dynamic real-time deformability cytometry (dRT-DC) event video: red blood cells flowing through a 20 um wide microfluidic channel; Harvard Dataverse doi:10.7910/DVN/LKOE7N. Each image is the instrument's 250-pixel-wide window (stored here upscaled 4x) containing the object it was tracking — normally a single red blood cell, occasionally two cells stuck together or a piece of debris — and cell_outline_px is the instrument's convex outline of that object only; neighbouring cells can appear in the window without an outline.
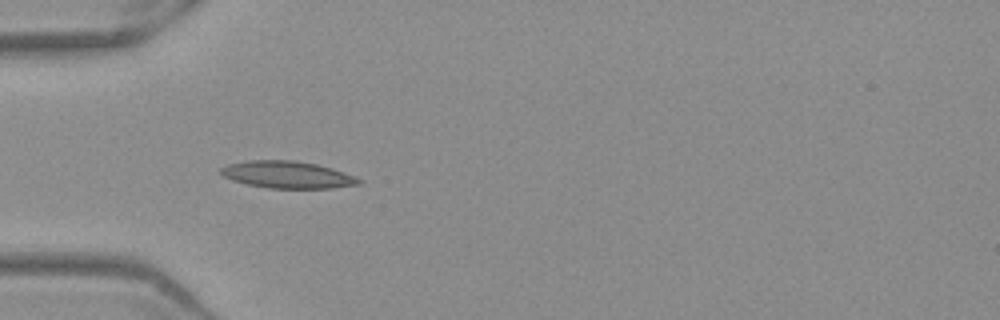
{"species": "Egyptian fruit bat (a non-hibernating species)", "species_latin": "Rousettus aegyptiacus", "temperature_condition": "warm", "stored_images_in_passage": 30, "camera_frame_rate_fps": 3000, "um_per_image_px": 0.085, "frame": {"image": 1, "passage_image": 1, "time_ms": 0.0, "image_size_px": [1000, 320], "cell_outline_px": [[364, 180], [360, 184], [332, 188], [268, 188], [248, 184], [232, 180], [224, 176], [220, 172], [220, 168], [228, 164], [248, 160], [296, 160], [316, 164], [332, 168], [344, 172]], "centroid_in_image_um": [24.45, 14.84], "position_along_channel_um": 60.6, "area_um2": 21.79}}
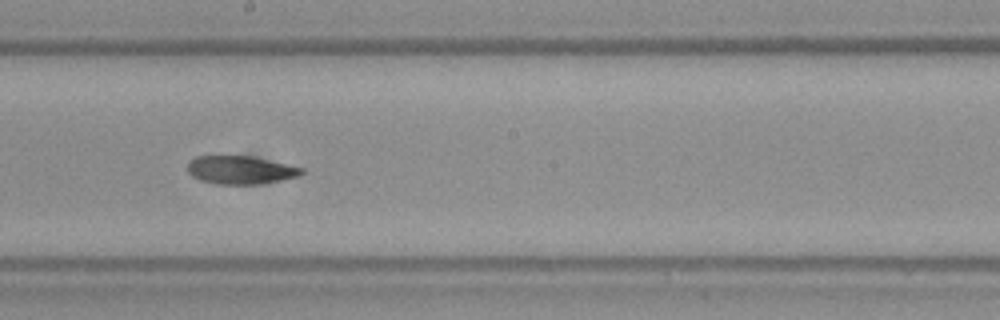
{"frame": {"image": 2, "passage_image": 14, "time_ms": 4.333, "image_size_px": [1000, 320], "cell_outline_px": [[304, 172], [300, 176], [260, 184], [216, 184], [200, 180], [192, 176], [188, 172], [188, 160], [196, 156], [252, 156], [304, 168]], "centroid_in_image_um": [20.43, 14.45], "position_along_channel_um": 227.8, "area_um2": 18.79}}
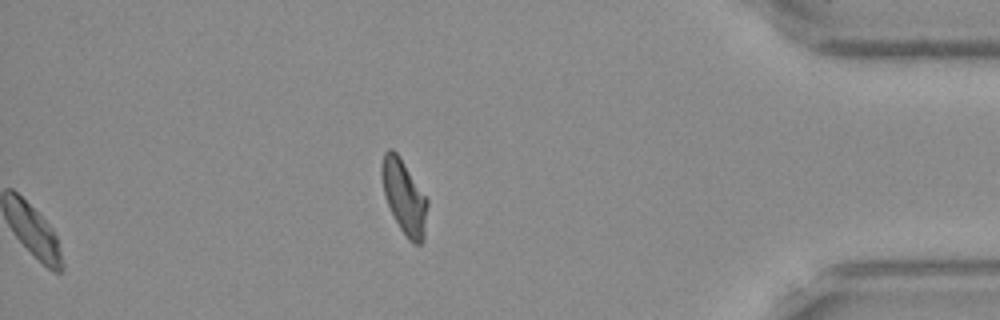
{"frame": {"image": 3, "passage_image": 30, "time_ms": 9.667, "image_size_px": [1000, 320], "cell_outline_px": [[428, 204], [424, 240], [420, 244], [412, 244], [408, 240], [400, 228], [384, 196], [380, 172], [380, 168], [384, 152], [388, 148], [392, 148], [400, 156], [428, 200]], "centroid_in_image_um": [34.35, 16.73], "position_along_channel_um": 400.9, "area_um2": 19.83}, "authors_computed_cell_mechanics": {"area_um2": 19.1318, "velocity_mm_per_s": 3.933, "shape_relaxation_time_tau1_ms": 9.3119, "shape_relaxation_time_tau2_ms": 2.6072, "deformation_change_tau1": 0.2756, "deformation_change_tau2": 0.0966}}